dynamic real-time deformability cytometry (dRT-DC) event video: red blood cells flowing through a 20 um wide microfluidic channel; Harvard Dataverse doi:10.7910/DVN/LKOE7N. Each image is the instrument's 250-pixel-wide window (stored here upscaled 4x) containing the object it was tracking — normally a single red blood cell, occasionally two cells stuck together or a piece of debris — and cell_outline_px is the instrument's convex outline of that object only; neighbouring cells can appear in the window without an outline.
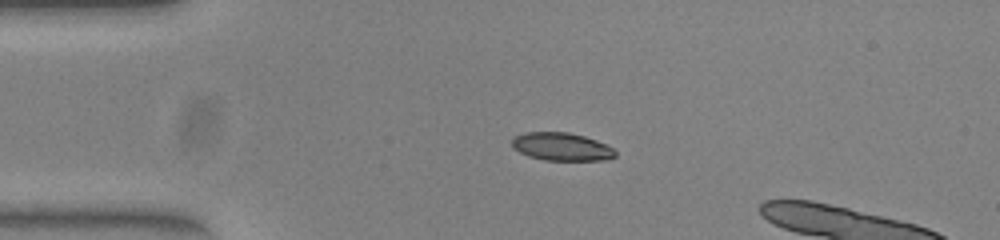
{"species": "common noctule bat (a hibernating species)", "species_latin": "Nyctalus noctula", "temperature_condition": "warm", "stored_images_in_passage": 46, "camera_frame_rate_fps": 3000, "um_per_image_px": 0.085, "animal": {"sex": "female", "body_mass_g": 23.0, "forearm_length_mm": 53.4}, "frame": {"image": 1, "passage_image": 11, "time_ms": 3.333, "image_size_px": [1000, 240], "cell_outline_px": [[616, 156], [608, 160], [544, 160], [528, 156], [512, 148], [512, 136], [524, 132], [568, 132], [584, 136], [596, 140], [612, 148], [616, 152]], "centroid_in_image_um": [47.7, 12.46], "position_along_channel_um": 37.3, "area_um2": 16.94}}
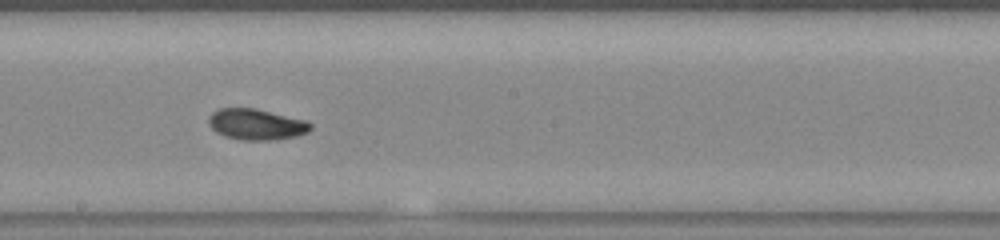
{"frame": {"image": 2, "passage_image": 28, "time_ms": 9.0, "image_size_px": [1000, 240], "cell_outline_px": [[312, 128], [308, 132], [296, 136], [276, 140], [240, 140], [224, 136], [216, 132], [208, 124], [208, 116], [216, 108], [256, 108], [308, 120], [312, 124]], "centroid_in_image_um": [21.79, 10.56], "position_along_channel_um": 226.4, "area_um2": 18.79}}
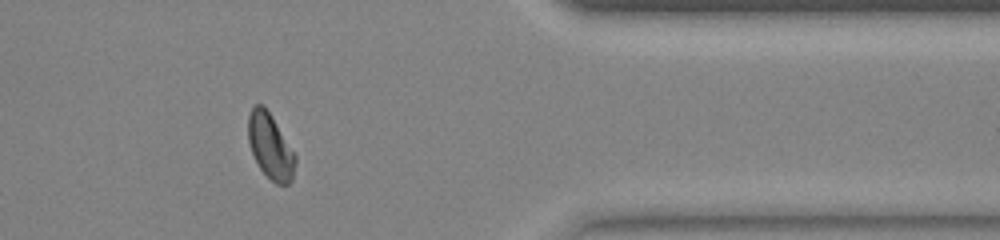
{"frame": {"image": 3, "passage_image": 42, "time_ms": 13.667, "image_size_px": [1000, 240], "cell_outline_px": [[296, 164], [292, 180], [288, 184], [276, 184], [260, 168], [252, 152], [248, 140], [248, 116], [252, 108], [256, 104], [264, 104], [272, 116], [296, 156]], "centroid_in_image_um": [22.98, 12.42], "position_along_channel_um": 388.4, "area_um2": 17.74}, "authors_computed_cell_mechanics": {"area_um2": 17.7157, "velocity_mm_per_s": 3.9265, "shape_relaxation_time_tau1_ms": 4.5429, "shape_relaxation_time_tau2_ms": 1.644, "deformation_change_tau1": 0.1133, "deformation_change_tau2": 0.0496}}